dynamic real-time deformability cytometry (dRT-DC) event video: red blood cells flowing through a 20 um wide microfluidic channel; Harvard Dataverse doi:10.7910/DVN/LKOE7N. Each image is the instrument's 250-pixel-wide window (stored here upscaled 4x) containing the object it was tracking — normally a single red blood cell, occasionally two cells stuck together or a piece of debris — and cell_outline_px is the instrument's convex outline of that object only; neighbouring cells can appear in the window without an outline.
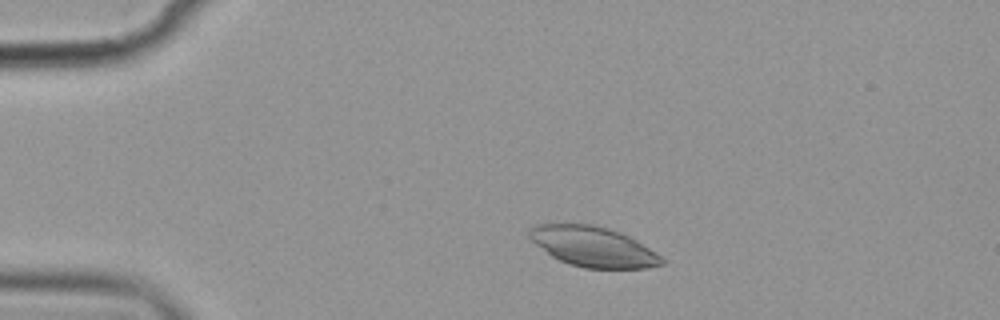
{"species": "common noctule bat (a hibernating species)", "species_latin": "Nyctalus noctula", "temperature_condition": "cold", "stored_images_in_passage": 10, "camera_frame_rate_fps": 3000, "um_per_image_px": 0.085, "animal": {"sex": "female", "body_mass_g": 19.9}, "frame": {"image": 1, "passage_image": 2, "time_ms": 1.0, "image_size_px": [1000, 320], "cell_outline_px": [[664, 264], [648, 268], [584, 268], [568, 264], [552, 256], [536, 244], [528, 236], [528, 232], [536, 224], [592, 224], [608, 228], [620, 232], [636, 240], [656, 252], [664, 260]], "centroid_in_image_um": [50.43, 20.97], "position_along_channel_um": 34.6, "area_um2": 30.75}}
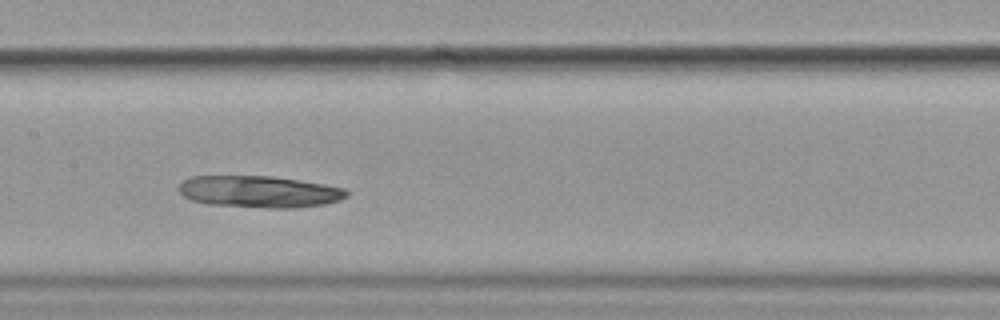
{"frame": {"image": 2, "passage_image": 7, "time_ms": 6.667, "image_size_px": [1000, 320], "cell_outline_px": [[348, 196], [340, 200], [324, 204], [296, 208], [268, 208], [208, 204], [192, 200], [184, 196], [180, 192], [180, 184], [184, 180], [192, 176], [272, 176], [324, 184], [344, 188], [348, 192]], "centroid_in_image_um": [22.06, 16.29], "position_along_channel_um": 185.3, "area_um2": 30.98}}
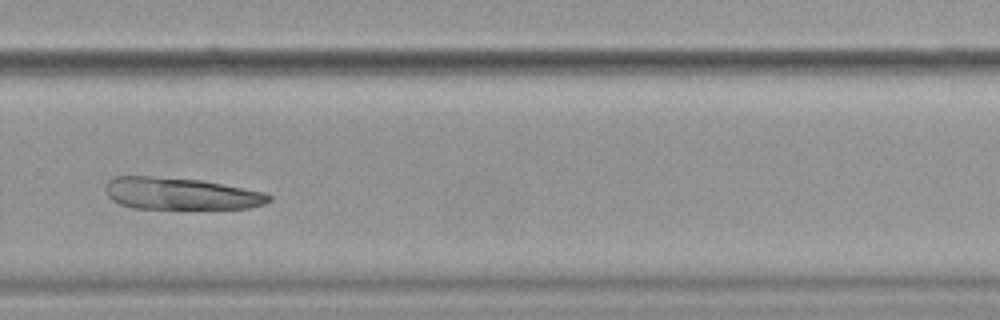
{"frame": {"image": 3, "passage_image": 10, "time_ms": 10.333, "image_size_px": [1000, 320], "cell_outline_px": [[272, 200], [264, 204], [248, 208], [132, 208], [120, 204], [112, 200], [108, 196], [104, 188], [104, 184], [108, 180], [116, 176], [148, 176], [200, 180], [264, 192], [272, 196]], "centroid_in_image_um": [15.32, 16.46], "position_along_channel_um": 314.5, "area_um2": 30.29}}